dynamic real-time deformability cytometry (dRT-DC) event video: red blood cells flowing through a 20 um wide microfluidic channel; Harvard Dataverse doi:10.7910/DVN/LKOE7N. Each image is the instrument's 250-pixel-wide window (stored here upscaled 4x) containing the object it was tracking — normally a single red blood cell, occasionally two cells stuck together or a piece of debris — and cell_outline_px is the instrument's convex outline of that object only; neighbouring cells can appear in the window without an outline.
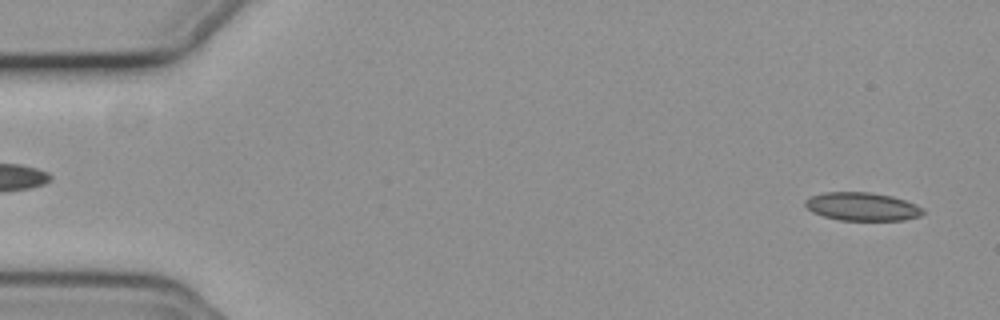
{"species": "common noctule bat (a hibernating species)", "species_latin": "Nyctalus noctula", "temperature_condition": "cold", "stored_images_in_passage": 55, "camera_frame_rate_fps": 3000, "um_per_image_px": 0.085, "animal": {"sex": "female", "body_mass_g": 19.3, "forearm_length_mm": 54.1}, "frame": {"image": 1, "passage_image": 2, "time_ms": 0.333, "image_size_px": [1000, 320], "cell_outline_px": [[924, 212], [920, 216], [904, 220], [840, 220], [824, 216], [812, 212], [804, 204], [804, 200], [808, 196], [824, 192], [872, 192], [892, 196], [916, 204], [924, 208]], "centroid_in_image_um": [73.27, 17.55], "position_along_channel_um": 11.7, "area_um2": 19.54}}
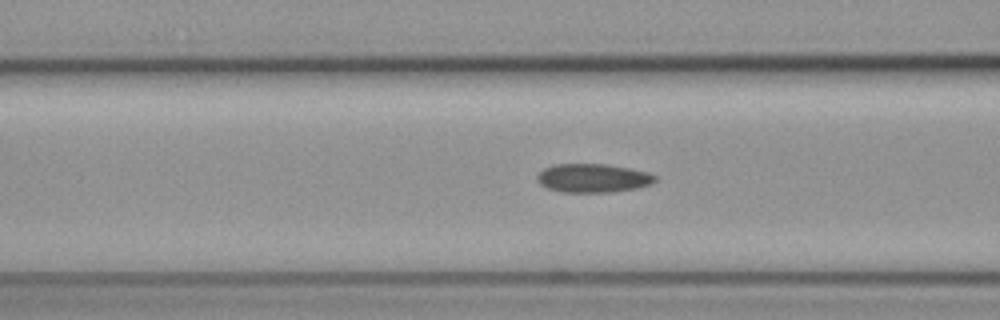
{"frame": {"image": 2, "passage_image": 21, "time_ms": 6.667, "image_size_px": [1000, 320], "cell_outline_px": [[656, 180], [652, 184], [636, 188], [612, 192], [560, 192], [548, 188], [540, 184], [536, 180], [536, 176], [544, 168], [556, 164], [604, 164], [628, 168], [648, 172], [656, 176]], "centroid_in_image_um": [50.39, 15.14], "position_along_channel_um": 116.2, "area_um2": 19.71}}
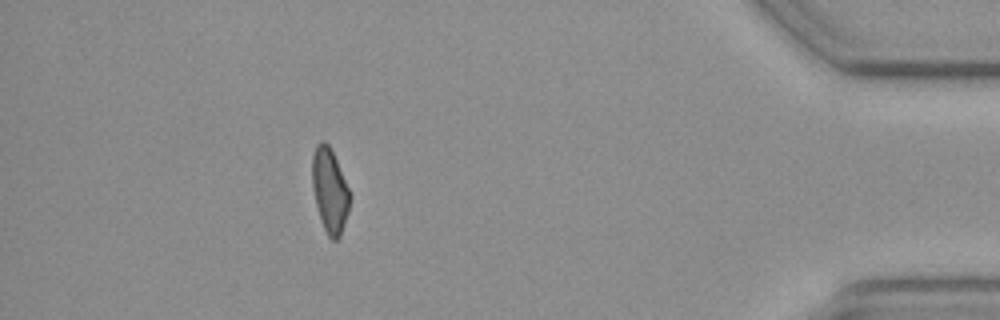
{"frame": {"image": 3, "passage_image": 49, "time_ms": 16.0, "image_size_px": [1000, 320], "cell_outline_px": [[352, 196], [348, 212], [340, 236], [336, 240], [332, 240], [328, 236], [320, 220], [312, 188], [312, 156], [316, 144], [320, 140], [324, 140], [328, 144], [336, 160]], "centroid_in_image_um": [28.02, 16.19], "position_along_channel_um": 407.2, "area_um2": 18.55}}